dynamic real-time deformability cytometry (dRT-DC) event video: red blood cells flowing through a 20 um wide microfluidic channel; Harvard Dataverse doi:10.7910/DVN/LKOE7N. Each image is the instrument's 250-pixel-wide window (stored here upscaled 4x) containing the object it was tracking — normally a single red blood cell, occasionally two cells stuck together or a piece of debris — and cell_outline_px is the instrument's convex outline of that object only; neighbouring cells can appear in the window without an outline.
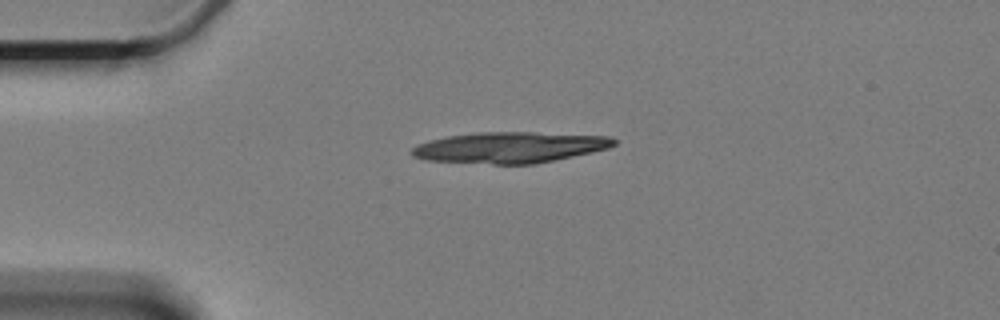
{"species": "Egyptian fruit bat (a non-hibernating species)", "species_latin": "Rousettus aegyptiacus", "temperature_condition": "cold", "stored_images_in_passage": 2, "camera_frame_rate_fps": 3000, "um_per_image_px": 0.085, "animal": {"sex": "female"}, "frame": {"image": 1, "passage_image": 1, "time_ms": 0.0, "image_size_px": [1000, 320], "cell_outline_px": [[616, 144], [608, 148], [592, 152], [532, 164], [492, 164], [428, 160], [412, 156], [412, 148], [416, 144], [448, 136], [480, 132], [532, 132], [612, 136], [616, 140]], "centroid_in_image_um": [43.35, 12.52], "position_along_channel_um": 41.6, "area_um2": 36.24}}